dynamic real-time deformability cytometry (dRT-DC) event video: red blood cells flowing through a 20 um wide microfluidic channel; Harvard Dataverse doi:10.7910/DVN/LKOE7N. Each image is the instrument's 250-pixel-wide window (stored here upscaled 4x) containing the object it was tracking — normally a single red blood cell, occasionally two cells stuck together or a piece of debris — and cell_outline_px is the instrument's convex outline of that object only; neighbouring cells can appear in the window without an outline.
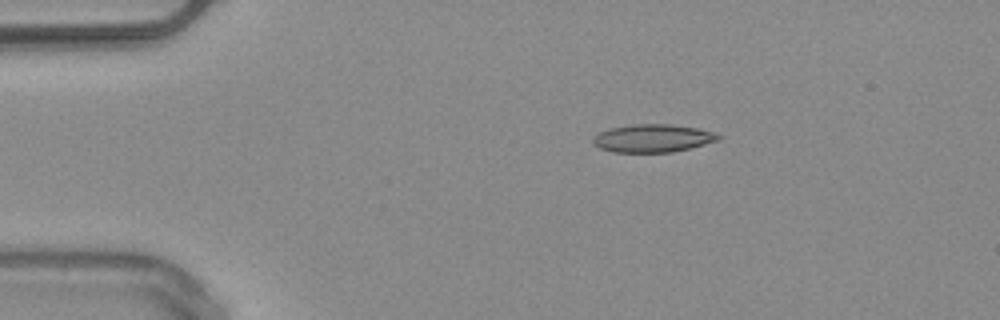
{"species": "common noctule bat (a hibernating species)", "species_latin": "Nyctalus noctula", "temperature_condition": "warm", "stored_images_in_passage": 42, "camera_frame_rate_fps": 3000, "um_per_image_px": 0.085, "animal": {"sex": "male", "body_mass_g": 20.4}, "frame": {"image": 1, "passage_image": 1, "time_ms": 0.0, "image_size_px": [1000, 320], "cell_outline_px": [[724, 136], [720, 140], [672, 152], [612, 152], [600, 148], [592, 140], [600, 132], [608, 128], [632, 124], [672, 124], [696, 128], [716, 132]], "centroid_in_image_um": [55.53, 11.74], "position_along_channel_um": 29.5, "area_um2": 20.4}}
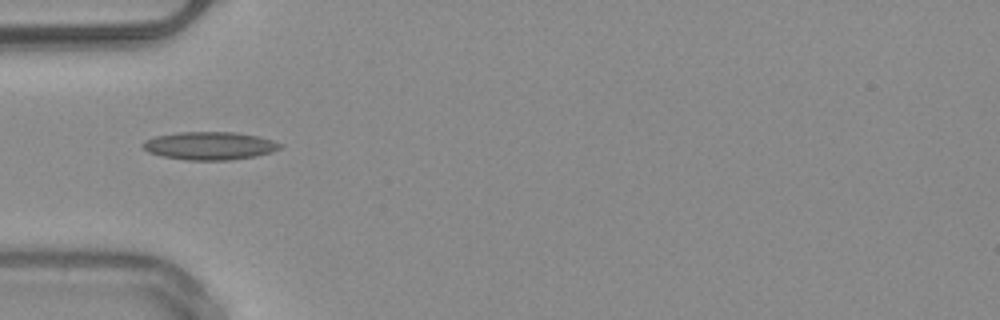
{"frame": {"image": 2, "passage_image": 8, "time_ms": 2.333, "image_size_px": [1000, 320], "cell_outline_px": [[284, 144], [280, 148], [272, 152], [256, 156], [228, 160], [184, 160], [164, 156], [148, 152], [140, 144], [144, 140], [156, 136], [180, 132], [236, 132], [260, 136]], "centroid_in_image_um": [17.84, 12.38], "position_along_channel_um": 67.2, "area_um2": 22.48}, "authors_computed_cell_mechanics": {"area_um2": 19.652, "velocity_mm_per_s": 4.0336, "shape_relaxation_time_tau1_ms": null, "shape_relaxation_time_tau2_ms": 3.7147, "deformation_change_tau1": null, "deformation_change_tau2": 0.1297}}